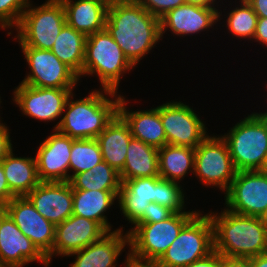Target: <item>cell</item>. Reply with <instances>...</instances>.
I'll return each instance as SVG.
<instances>
[{
	"mask_svg": "<svg viewBox=\"0 0 267 267\" xmlns=\"http://www.w3.org/2000/svg\"><path fill=\"white\" fill-rule=\"evenodd\" d=\"M237 171L225 140L220 136H207L195 148L194 172L205 186L219 187L226 192Z\"/></svg>",
	"mask_w": 267,
	"mask_h": 267,
	"instance_id": "9",
	"label": "cell"
},
{
	"mask_svg": "<svg viewBox=\"0 0 267 267\" xmlns=\"http://www.w3.org/2000/svg\"><path fill=\"white\" fill-rule=\"evenodd\" d=\"M224 194L226 209L258 217L267 209V172L238 171Z\"/></svg>",
	"mask_w": 267,
	"mask_h": 267,
	"instance_id": "10",
	"label": "cell"
},
{
	"mask_svg": "<svg viewBox=\"0 0 267 267\" xmlns=\"http://www.w3.org/2000/svg\"><path fill=\"white\" fill-rule=\"evenodd\" d=\"M118 203L123 216L134 224L150 202H155L156 176L121 180Z\"/></svg>",
	"mask_w": 267,
	"mask_h": 267,
	"instance_id": "22",
	"label": "cell"
},
{
	"mask_svg": "<svg viewBox=\"0 0 267 267\" xmlns=\"http://www.w3.org/2000/svg\"><path fill=\"white\" fill-rule=\"evenodd\" d=\"M258 18H267V0H246Z\"/></svg>",
	"mask_w": 267,
	"mask_h": 267,
	"instance_id": "43",
	"label": "cell"
},
{
	"mask_svg": "<svg viewBox=\"0 0 267 267\" xmlns=\"http://www.w3.org/2000/svg\"><path fill=\"white\" fill-rule=\"evenodd\" d=\"M160 118L167 144L195 149L208 136L205 124L193 107L180 101L161 105Z\"/></svg>",
	"mask_w": 267,
	"mask_h": 267,
	"instance_id": "12",
	"label": "cell"
},
{
	"mask_svg": "<svg viewBox=\"0 0 267 267\" xmlns=\"http://www.w3.org/2000/svg\"><path fill=\"white\" fill-rule=\"evenodd\" d=\"M224 134L236 171L263 170L267 160V120L252 113Z\"/></svg>",
	"mask_w": 267,
	"mask_h": 267,
	"instance_id": "5",
	"label": "cell"
},
{
	"mask_svg": "<svg viewBox=\"0 0 267 267\" xmlns=\"http://www.w3.org/2000/svg\"><path fill=\"white\" fill-rule=\"evenodd\" d=\"M140 3L150 14L161 18L168 11L185 4V0H135Z\"/></svg>",
	"mask_w": 267,
	"mask_h": 267,
	"instance_id": "35",
	"label": "cell"
},
{
	"mask_svg": "<svg viewBox=\"0 0 267 267\" xmlns=\"http://www.w3.org/2000/svg\"><path fill=\"white\" fill-rule=\"evenodd\" d=\"M105 28L134 66L161 39L160 19L135 0H115L107 9Z\"/></svg>",
	"mask_w": 267,
	"mask_h": 267,
	"instance_id": "1",
	"label": "cell"
},
{
	"mask_svg": "<svg viewBox=\"0 0 267 267\" xmlns=\"http://www.w3.org/2000/svg\"><path fill=\"white\" fill-rule=\"evenodd\" d=\"M131 138L130 127L119 114L96 137L103 160L118 172L124 168Z\"/></svg>",
	"mask_w": 267,
	"mask_h": 267,
	"instance_id": "23",
	"label": "cell"
},
{
	"mask_svg": "<svg viewBox=\"0 0 267 267\" xmlns=\"http://www.w3.org/2000/svg\"><path fill=\"white\" fill-rule=\"evenodd\" d=\"M182 185L175 181L165 180L156 176L155 203L171 209L174 213L185 212L184 195Z\"/></svg>",
	"mask_w": 267,
	"mask_h": 267,
	"instance_id": "33",
	"label": "cell"
},
{
	"mask_svg": "<svg viewBox=\"0 0 267 267\" xmlns=\"http://www.w3.org/2000/svg\"><path fill=\"white\" fill-rule=\"evenodd\" d=\"M186 267H223V255L214 250L208 256L199 259Z\"/></svg>",
	"mask_w": 267,
	"mask_h": 267,
	"instance_id": "37",
	"label": "cell"
},
{
	"mask_svg": "<svg viewBox=\"0 0 267 267\" xmlns=\"http://www.w3.org/2000/svg\"><path fill=\"white\" fill-rule=\"evenodd\" d=\"M29 4L30 0H0V27L16 28Z\"/></svg>",
	"mask_w": 267,
	"mask_h": 267,
	"instance_id": "34",
	"label": "cell"
},
{
	"mask_svg": "<svg viewBox=\"0 0 267 267\" xmlns=\"http://www.w3.org/2000/svg\"><path fill=\"white\" fill-rule=\"evenodd\" d=\"M214 251L213 225L208 214L198 211L158 259L162 267H186Z\"/></svg>",
	"mask_w": 267,
	"mask_h": 267,
	"instance_id": "7",
	"label": "cell"
},
{
	"mask_svg": "<svg viewBox=\"0 0 267 267\" xmlns=\"http://www.w3.org/2000/svg\"><path fill=\"white\" fill-rule=\"evenodd\" d=\"M74 89L41 88L20 83L13 101L21 112L40 121H54L62 116L68 97Z\"/></svg>",
	"mask_w": 267,
	"mask_h": 267,
	"instance_id": "13",
	"label": "cell"
},
{
	"mask_svg": "<svg viewBox=\"0 0 267 267\" xmlns=\"http://www.w3.org/2000/svg\"><path fill=\"white\" fill-rule=\"evenodd\" d=\"M52 134L38 147L35 159L41 182H68L69 162L74 138L53 129Z\"/></svg>",
	"mask_w": 267,
	"mask_h": 267,
	"instance_id": "15",
	"label": "cell"
},
{
	"mask_svg": "<svg viewBox=\"0 0 267 267\" xmlns=\"http://www.w3.org/2000/svg\"><path fill=\"white\" fill-rule=\"evenodd\" d=\"M1 163L10 191L16 197L27 196L41 182L35 157H16L12 150Z\"/></svg>",
	"mask_w": 267,
	"mask_h": 267,
	"instance_id": "26",
	"label": "cell"
},
{
	"mask_svg": "<svg viewBox=\"0 0 267 267\" xmlns=\"http://www.w3.org/2000/svg\"><path fill=\"white\" fill-rule=\"evenodd\" d=\"M5 208L21 232L47 258L53 250L56 226L44 218L26 196L14 197Z\"/></svg>",
	"mask_w": 267,
	"mask_h": 267,
	"instance_id": "14",
	"label": "cell"
},
{
	"mask_svg": "<svg viewBox=\"0 0 267 267\" xmlns=\"http://www.w3.org/2000/svg\"><path fill=\"white\" fill-rule=\"evenodd\" d=\"M26 197L55 226L73 214V189L69 182H40Z\"/></svg>",
	"mask_w": 267,
	"mask_h": 267,
	"instance_id": "18",
	"label": "cell"
},
{
	"mask_svg": "<svg viewBox=\"0 0 267 267\" xmlns=\"http://www.w3.org/2000/svg\"><path fill=\"white\" fill-rule=\"evenodd\" d=\"M98 1L100 3L105 4L107 7H109L115 0H95Z\"/></svg>",
	"mask_w": 267,
	"mask_h": 267,
	"instance_id": "47",
	"label": "cell"
},
{
	"mask_svg": "<svg viewBox=\"0 0 267 267\" xmlns=\"http://www.w3.org/2000/svg\"><path fill=\"white\" fill-rule=\"evenodd\" d=\"M221 14L218 9L185 3L160 18L161 38L168 28L177 36L198 34L212 28L221 19Z\"/></svg>",
	"mask_w": 267,
	"mask_h": 267,
	"instance_id": "19",
	"label": "cell"
},
{
	"mask_svg": "<svg viewBox=\"0 0 267 267\" xmlns=\"http://www.w3.org/2000/svg\"><path fill=\"white\" fill-rule=\"evenodd\" d=\"M86 39L84 33L65 24L51 49V52L78 76L83 73Z\"/></svg>",
	"mask_w": 267,
	"mask_h": 267,
	"instance_id": "29",
	"label": "cell"
},
{
	"mask_svg": "<svg viewBox=\"0 0 267 267\" xmlns=\"http://www.w3.org/2000/svg\"><path fill=\"white\" fill-rule=\"evenodd\" d=\"M252 267H267V252L251 257Z\"/></svg>",
	"mask_w": 267,
	"mask_h": 267,
	"instance_id": "44",
	"label": "cell"
},
{
	"mask_svg": "<svg viewBox=\"0 0 267 267\" xmlns=\"http://www.w3.org/2000/svg\"><path fill=\"white\" fill-rule=\"evenodd\" d=\"M223 267H252L250 258H230L223 256Z\"/></svg>",
	"mask_w": 267,
	"mask_h": 267,
	"instance_id": "42",
	"label": "cell"
},
{
	"mask_svg": "<svg viewBox=\"0 0 267 267\" xmlns=\"http://www.w3.org/2000/svg\"><path fill=\"white\" fill-rule=\"evenodd\" d=\"M126 257L124 267H162L158 260L136 257L129 250Z\"/></svg>",
	"mask_w": 267,
	"mask_h": 267,
	"instance_id": "39",
	"label": "cell"
},
{
	"mask_svg": "<svg viewBox=\"0 0 267 267\" xmlns=\"http://www.w3.org/2000/svg\"><path fill=\"white\" fill-rule=\"evenodd\" d=\"M29 4L16 27L19 46L51 50L66 24L61 0H47L40 6Z\"/></svg>",
	"mask_w": 267,
	"mask_h": 267,
	"instance_id": "6",
	"label": "cell"
},
{
	"mask_svg": "<svg viewBox=\"0 0 267 267\" xmlns=\"http://www.w3.org/2000/svg\"><path fill=\"white\" fill-rule=\"evenodd\" d=\"M72 189L119 191L120 173L104 160L92 169L74 174L68 181Z\"/></svg>",
	"mask_w": 267,
	"mask_h": 267,
	"instance_id": "30",
	"label": "cell"
},
{
	"mask_svg": "<svg viewBox=\"0 0 267 267\" xmlns=\"http://www.w3.org/2000/svg\"><path fill=\"white\" fill-rule=\"evenodd\" d=\"M30 73L21 83L41 88L74 89L79 76L51 50L21 47Z\"/></svg>",
	"mask_w": 267,
	"mask_h": 267,
	"instance_id": "11",
	"label": "cell"
},
{
	"mask_svg": "<svg viewBox=\"0 0 267 267\" xmlns=\"http://www.w3.org/2000/svg\"><path fill=\"white\" fill-rule=\"evenodd\" d=\"M122 232L121 227L108 232L98 241L68 255H76L70 267H116L119 255L129 246V235Z\"/></svg>",
	"mask_w": 267,
	"mask_h": 267,
	"instance_id": "20",
	"label": "cell"
},
{
	"mask_svg": "<svg viewBox=\"0 0 267 267\" xmlns=\"http://www.w3.org/2000/svg\"><path fill=\"white\" fill-rule=\"evenodd\" d=\"M119 173L121 180L159 176L158 149L132 137Z\"/></svg>",
	"mask_w": 267,
	"mask_h": 267,
	"instance_id": "27",
	"label": "cell"
},
{
	"mask_svg": "<svg viewBox=\"0 0 267 267\" xmlns=\"http://www.w3.org/2000/svg\"><path fill=\"white\" fill-rule=\"evenodd\" d=\"M66 24L86 36L105 29L108 7L95 0H61Z\"/></svg>",
	"mask_w": 267,
	"mask_h": 267,
	"instance_id": "24",
	"label": "cell"
},
{
	"mask_svg": "<svg viewBox=\"0 0 267 267\" xmlns=\"http://www.w3.org/2000/svg\"><path fill=\"white\" fill-rule=\"evenodd\" d=\"M216 1L217 0H185L188 4L217 9L214 6Z\"/></svg>",
	"mask_w": 267,
	"mask_h": 267,
	"instance_id": "45",
	"label": "cell"
},
{
	"mask_svg": "<svg viewBox=\"0 0 267 267\" xmlns=\"http://www.w3.org/2000/svg\"><path fill=\"white\" fill-rule=\"evenodd\" d=\"M6 214V208L5 205H1L0 204V221L2 219V217Z\"/></svg>",
	"mask_w": 267,
	"mask_h": 267,
	"instance_id": "48",
	"label": "cell"
},
{
	"mask_svg": "<svg viewBox=\"0 0 267 267\" xmlns=\"http://www.w3.org/2000/svg\"><path fill=\"white\" fill-rule=\"evenodd\" d=\"M133 67L106 28L87 36L83 73L79 78L96 74L101 89L118 93L121 77Z\"/></svg>",
	"mask_w": 267,
	"mask_h": 267,
	"instance_id": "4",
	"label": "cell"
},
{
	"mask_svg": "<svg viewBox=\"0 0 267 267\" xmlns=\"http://www.w3.org/2000/svg\"><path fill=\"white\" fill-rule=\"evenodd\" d=\"M196 213L193 210L177 212L164 221L134 223V228L126 231L129 235V251L139 258L158 260Z\"/></svg>",
	"mask_w": 267,
	"mask_h": 267,
	"instance_id": "8",
	"label": "cell"
},
{
	"mask_svg": "<svg viewBox=\"0 0 267 267\" xmlns=\"http://www.w3.org/2000/svg\"><path fill=\"white\" fill-rule=\"evenodd\" d=\"M127 101L121 96L118 114L129 125L133 138L139 139L154 148L160 149L167 144L166 134L160 118V106L144 111L129 112Z\"/></svg>",
	"mask_w": 267,
	"mask_h": 267,
	"instance_id": "21",
	"label": "cell"
},
{
	"mask_svg": "<svg viewBox=\"0 0 267 267\" xmlns=\"http://www.w3.org/2000/svg\"><path fill=\"white\" fill-rule=\"evenodd\" d=\"M174 212L155 202H150L143 215L135 223H155L168 219Z\"/></svg>",
	"mask_w": 267,
	"mask_h": 267,
	"instance_id": "36",
	"label": "cell"
},
{
	"mask_svg": "<svg viewBox=\"0 0 267 267\" xmlns=\"http://www.w3.org/2000/svg\"><path fill=\"white\" fill-rule=\"evenodd\" d=\"M10 132L6 125H0V162L12 151Z\"/></svg>",
	"mask_w": 267,
	"mask_h": 267,
	"instance_id": "38",
	"label": "cell"
},
{
	"mask_svg": "<svg viewBox=\"0 0 267 267\" xmlns=\"http://www.w3.org/2000/svg\"><path fill=\"white\" fill-rule=\"evenodd\" d=\"M103 161L101 149L96 139H75L71 148L69 170L78 174L92 169Z\"/></svg>",
	"mask_w": 267,
	"mask_h": 267,
	"instance_id": "31",
	"label": "cell"
},
{
	"mask_svg": "<svg viewBox=\"0 0 267 267\" xmlns=\"http://www.w3.org/2000/svg\"><path fill=\"white\" fill-rule=\"evenodd\" d=\"M35 261L46 267L50 265L6 213L0 221V267H24Z\"/></svg>",
	"mask_w": 267,
	"mask_h": 267,
	"instance_id": "17",
	"label": "cell"
},
{
	"mask_svg": "<svg viewBox=\"0 0 267 267\" xmlns=\"http://www.w3.org/2000/svg\"><path fill=\"white\" fill-rule=\"evenodd\" d=\"M107 233L98 222L72 214L56 225L55 242L47 261L50 264L55 255L65 257L77 252L98 241Z\"/></svg>",
	"mask_w": 267,
	"mask_h": 267,
	"instance_id": "16",
	"label": "cell"
},
{
	"mask_svg": "<svg viewBox=\"0 0 267 267\" xmlns=\"http://www.w3.org/2000/svg\"><path fill=\"white\" fill-rule=\"evenodd\" d=\"M262 171L267 172V160H266V163H265Z\"/></svg>",
	"mask_w": 267,
	"mask_h": 267,
	"instance_id": "50",
	"label": "cell"
},
{
	"mask_svg": "<svg viewBox=\"0 0 267 267\" xmlns=\"http://www.w3.org/2000/svg\"><path fill=\"white\" fill-rule=\"evenodd\" d=\"M159 176L180 183L190 171L194 172L195 149L166 144L158 149Z\"/></svg>",
	"mask_w": 267,
	"mask_h": 267,
	"instance_id": "28",
	"label": "cell"
},
{
	"mask_svg": "<svg viewBox=\"0 0 267 267\" xmlns=\"http://www.w3.org/2000/svg\"><path fill=\"white\" fill-rule=\"evenodd\" d=\"M228 13L226 24L232 36L253 40L258 16L246 0ZM252 38V39H251Z\"/></svg>",
	"mask_w": 267,
	"mask_h": 267,
	"instance_id": "32",
	"label": "cell"
},
{
	"mask_svg": "<svg viewBox=\"0 0 267 267\" xmlns=\"http://www.w3.org/2000/svg\"><path fill=\"white\" fill-rule=\"evenodd\" d=\"M258 115H260L262 118H264L265 120H267V112H260V113H257Z\"/></svg>",
	"mask_w": 267,
	"mask_h": 267,
	"instance_id": "49",
	"label": "cell"
},
{
	"mask_svg": "<svg viewBox=\"0 0 267 267\" xmlns=\"http://www.w3.org/2000/svg\"><path fill=\"white\" fill-rule=\"evenodd\" d=\"M208 213L213 225L214 250L230 258H251L267 252V231L256 216L223 209Z\"/></svg>",
	"mask_w": 267,
	"mask_h": 267,
	"instance_id": "2",
	"label": "cell"
},
{
	"mask_svg": "<svg viewBox=\"0 0 267 267\" xmlns=\"http://www.w3.org/2000/svg\"><path fill=\"white\" fill-rule=\"evenodd\" d=\"M118 194L119 191L73 189V215L94 220L107 232H111V224L104 212L118 199Z\"/></svg>",
	"mask_w": 267,
	"mask_h": 267,
	"instance_id": "25",
	"label": "cell"
},
{
	"mask_svg": "<svg viewBox=\"0 0 267 267\" xmlns=\"http://www.w3.org/2000/svg\"><path fill=\"white\" fill-rule=\"evenodd\" d=\"M260 219L261 224L265 227V230L267 231V209L258 216Z\"/></svg>",
	"mask_w": 267,
	"mask_h": 267,
	"instance_id": "46",
	"label": "cell"
},
{
	"mask_svg": "<svg viewBox=\"0 0 267 267\" xmlns=\"http://www.w3.org/2000/svg\"><path fill=\"white\" fill-rule=\"evenodd\" d=\"M93 90L88 97L75 100L73 93L68 97L63 117L57 122V129L74 139H96L106 126L118 114L121 95L102 89ZM111 98H107L106 95ZM73 99V100H71ZM114 100V101H113Z\"/></svg>",
	"mask_w": 267,
	"mask_h": 267,
	"instance_id": "3",
	"label": "cell"
},
{
	"mask_svg": "<svg viewBox=\"0 0 267 267\" xmlns=\"http://www.w3.org/2000/svg\"><path fill=\"white\" fill-rule=\"evenodd\" d=\"M254 39L267 48V18H258Z\"/></svg>",
	"mask_w": 267,
	"mask_h": 267,
	"instance_id": "41",
	"label": "cell"
},
{
	"mask_svg": "<svg viewBox=\"0 0 267 267\" xmlns=\"http://www.w3.org/2000/svg\"><path fill=\"white\" fill-rule=\"evenodd\" d=\"M14 197L16 196L10 191L2 163L0 162V204L6 205Z\"/></svg>",
	"mask_w": 267,
	"mask_h": 267,
	"instance_id": "40",
	"label": "cell"
}]
</instances>
